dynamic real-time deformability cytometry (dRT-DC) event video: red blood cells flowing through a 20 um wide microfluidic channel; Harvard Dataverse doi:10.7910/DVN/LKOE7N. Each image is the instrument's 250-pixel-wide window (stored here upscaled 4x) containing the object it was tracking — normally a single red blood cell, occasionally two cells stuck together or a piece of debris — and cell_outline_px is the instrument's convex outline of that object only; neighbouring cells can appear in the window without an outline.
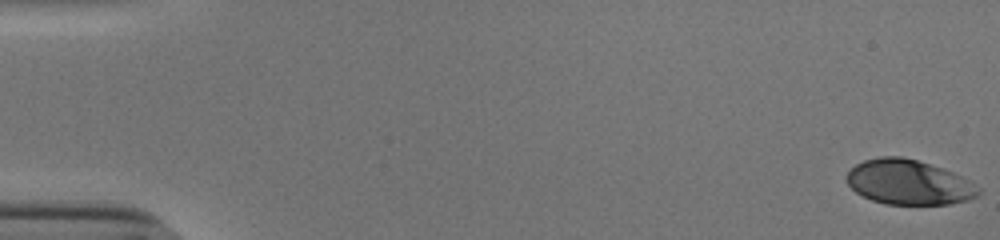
{"species": "human", "species_latin": "Homo sapiens", "temperature_condition": "cold", "stored_images_in_passage": 54, "camera_frame_rate_fps": 3000, "um_per_image_px": 0.085, "donor": {"sex": "male"}, "frame": {"image": 1, "passage_image": 1, "time_ms": 0.0, "image_size_px": [1000, 240], "cell_outline_px": [[980, 192], [976, 196], [968, 200], [948, 204], [884, 204], [872, 200], [856, 192], [848, 184], [844, 176], [856, 164], [864, 160], [880, 156], [900, 156], [916, 160], [944, 168], [968, 180], [980, 188]], "centroid_in_image_um": [77.22, 15.49], "position_along_channel_um": 7.8, "area_um2": 34.33}}
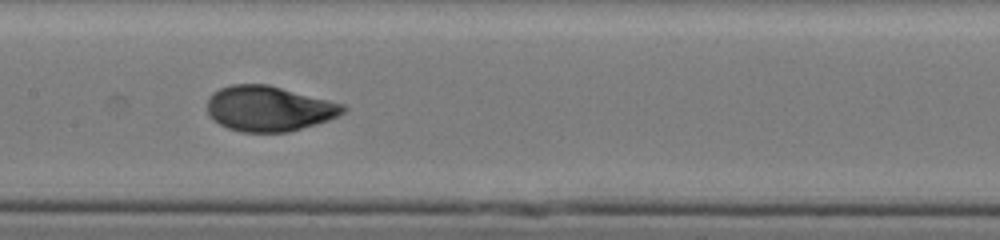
{"frame": {"image": 2, "passage_image": 28, "time_ms": 9.0, "image_size_px": [1000, 240], "cell_outline_px": [[348, 108], [344, 112], [328, 120], [316, 124], [288, 132], [240, 132], [228, 128], [220, 124], [208, 112], [208, 96], [212, 92], [220, 88], [232, 84], [268, 84], [344, 104]], "centroid_in_image_um": [22.86, 9.22], "position_along_channel_um": 184.5, "area_um2": 35.72}}
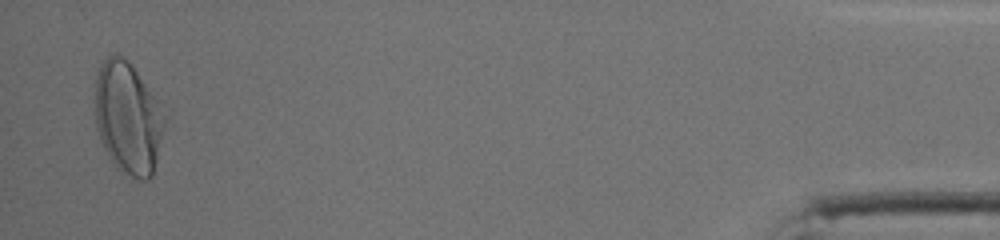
{"frame": {"image": 3, "passage_image": 53, "time_ms": 17.333, "image_size_px": [1000, 240], "cell_outline_px": [[168, 120], [152, 176], [148, 180], [140, 180], [120, 172], [116, 168], [108, 156], [100, 140], [96, 128], [96, 76], [104, 60], [108, 56], [116, 52], [124, 56], [128, 60]], "centroid_in_image_um": [10.88, 10.08], "position_along_channel_um": 424.3, "area_um2": 45.26}, "authors_computed_cell_mechanics": {"area_um2": 35.6048, "velocity_mm_per_s": 3.8276, "shape_relaxation_time_tau1_ms": 4.5036, "shape_relaxation_time_tau2_ms": null, "deformation_change_tau1": 0.1792, "deformation_change_tau2": null}}